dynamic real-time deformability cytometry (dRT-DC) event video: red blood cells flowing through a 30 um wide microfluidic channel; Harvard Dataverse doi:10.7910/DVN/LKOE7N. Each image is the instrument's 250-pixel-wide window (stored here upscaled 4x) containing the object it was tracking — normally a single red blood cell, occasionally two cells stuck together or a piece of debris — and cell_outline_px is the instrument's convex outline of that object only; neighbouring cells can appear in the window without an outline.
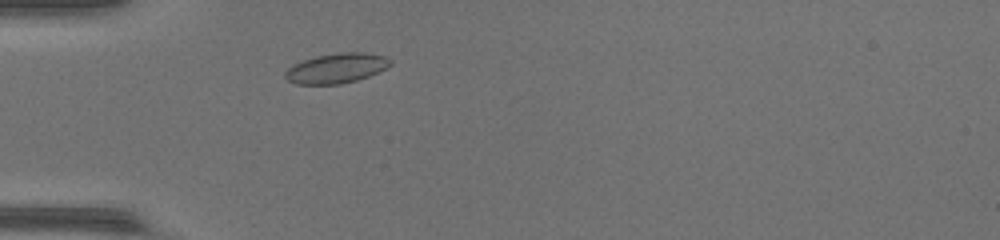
{"species": "common noctule bat (a hibernating species)", "species_latin": "Nyctalus noctula", "temperature_condition": "warm", "stored_images_in_passage": 38, "camera_frame_rate_fps": 3000, "um_per_image_px": 0.085, "animal": {"sex": "female", "body_mass_g": 17.0, "forearm_length_mm": 48.0}, "frame": {"image": 1, "passage_image": 3, "time_ms": 0.667, "image_size_px": [1000, 240], "cell_outline_px": [[392, 64], [368, 76], [356, 80], [340, 84], [296, 84], [288, 80], [284, 76], [284, 72], [292, 64], [316, 56], [340, 52], [364, 52], [384, 56], [392, 60]], "centroid_in_image_um": [28.57, 5.79], "position_along_channel_um": 56.4, "area_um2": 18.21}}
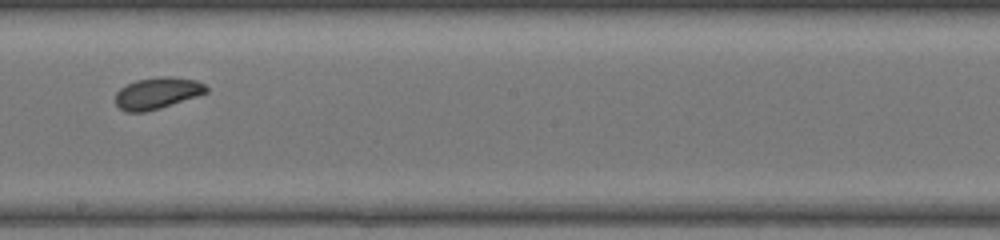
{"frame": {"image": 2, "passage_image": 17, "time_ms": 5.333, "image_size_px": [1000, 240], "cell_outline_px": [[208, 92], [160, 108], [144, 112], [124, 112], [116, 104], [116, 92], [120, 88], [136, 80], [164, 76], [172, 76], [196, 80], [204, 84], [208, 88]], "centroid_in_image_um": [13.36, 7.91], "position_along_channel_um": 234.8, "area_um2": 16.59}}
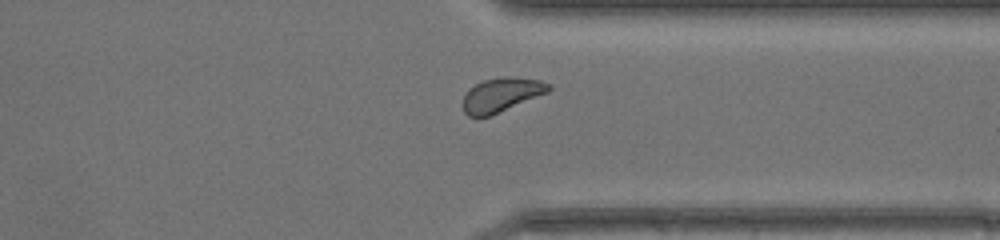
{"frame": {"image": 3, "passage_image": 27, "time_ms": 8.667, "image_size_px": [1000, 240], "cell_outline_px": [[552, 88], [548, 92], [488, 116], [468, 116], [464, 112], [464, 96], [468, 88], [484, 80], [504, 76], [512, 76], [540, 80], [552, 84]], "centroid_in_image_um": [42.64, 8.02], "position_along_channel_um": 368.8, "area_um2": 16.82}}